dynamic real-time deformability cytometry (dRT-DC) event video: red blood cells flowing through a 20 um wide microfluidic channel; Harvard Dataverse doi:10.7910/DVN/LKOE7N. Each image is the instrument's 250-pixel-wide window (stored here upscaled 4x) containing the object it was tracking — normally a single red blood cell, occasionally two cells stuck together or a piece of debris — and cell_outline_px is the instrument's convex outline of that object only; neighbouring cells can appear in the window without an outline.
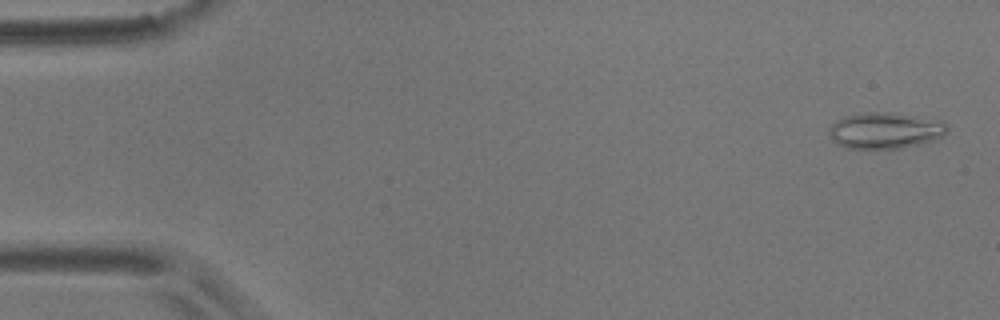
{"species": "common noctule bat (a hibernating species)", "species_latin": "Nyctalus noctula", "temperature_condition": "room temperature", "stored_images_in_passage": 9, "camera_frame_rate_fps": 3000, "um_per_image_px": 0.085, "animal": {"sex": "male", "body_mass_g": 17.9}, "frame": {"image": 1, "passage_image": 2, "time_ms": 0.333, "image_size_px": [1000, 320], "cell_outline_px": [[948, 132], [944, 136], [936, 140], [904, 148], [848, 148], [836, 144], [828, 132], [828, 128], [836, 120], [844, 116], [864, 112], [888, 112], [948, 124]], "centroid_in_image_um": [75.19, 11.11], "position_along_channel_um": 9.8, "area_um2": 24.62}}